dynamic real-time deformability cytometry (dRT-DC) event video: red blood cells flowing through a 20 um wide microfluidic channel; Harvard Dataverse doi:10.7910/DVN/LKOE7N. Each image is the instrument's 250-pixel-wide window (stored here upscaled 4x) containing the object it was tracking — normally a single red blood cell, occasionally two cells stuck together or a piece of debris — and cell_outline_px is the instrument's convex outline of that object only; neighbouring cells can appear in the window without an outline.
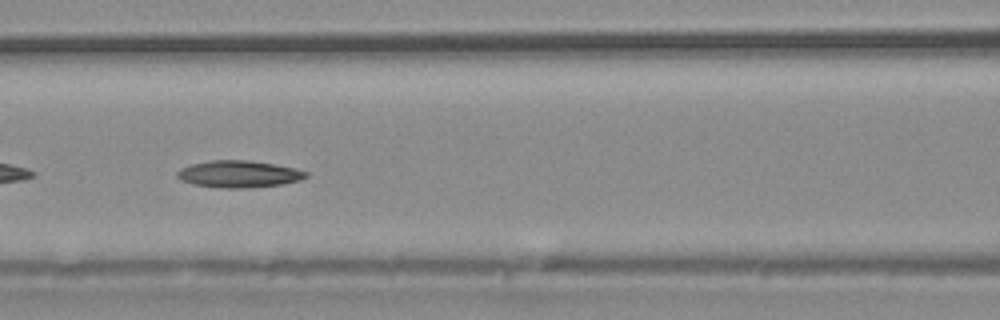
{"species": "common noctule bat (a hibernating species)", "species_latin": "Nyctalus noctula", "temperature_condition": "warm", "stored_images_in_passage": 27, "camera_frame_rate_fps": 3000, "um_per_image_px": 0.085, "animal": {"sex": "male", "body_mass_g": 20.4}, "frame": {"image": 1, "passage_image": 5, "time_ms": 1.333, "image_size_px": [1000, 320], "cell_outline_px": [[308, 176], [300, 180], [280, 184], [244, 188], [220, 188], [192, 184], [180, 180], [176, 176], [176, 172], [180, 168], [192, 164], [212, 160], [248, 160], [276, 164], [296, 168], [308, 172]], "centroid_in_image_um": [20.28, 14.79], "position_along_channel_um": 146.3, "area_um2": 20.29}}
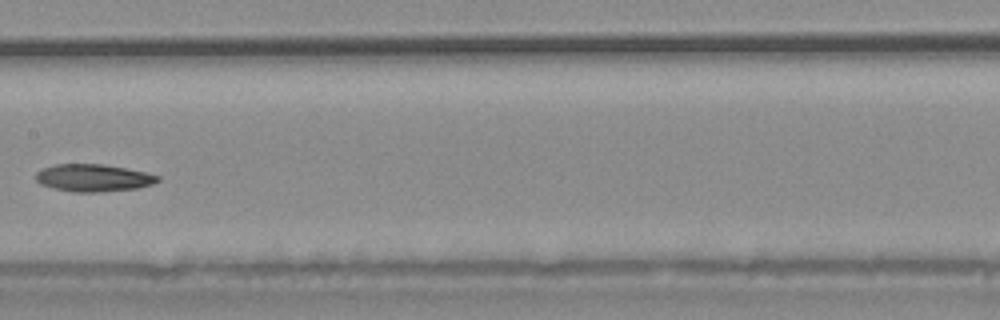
{"frame": {"image": 2, "passage_image": 8, "time_ms": 2.333, "image_size_px": [1000, 320], "cell_outline_px": [[160, 180], [152, 184], [136, 188], [96, 192], [72, 192], [52, 188], [40, 184], [36, 180], [36, 172], [44, 168], [56, 164], [104, 164], [144, 172], [160, 176]], "centroid_in_image_um": [7.91, 15.12], "position_along_channel_um": 199.5, "area_um2": 19.31}}